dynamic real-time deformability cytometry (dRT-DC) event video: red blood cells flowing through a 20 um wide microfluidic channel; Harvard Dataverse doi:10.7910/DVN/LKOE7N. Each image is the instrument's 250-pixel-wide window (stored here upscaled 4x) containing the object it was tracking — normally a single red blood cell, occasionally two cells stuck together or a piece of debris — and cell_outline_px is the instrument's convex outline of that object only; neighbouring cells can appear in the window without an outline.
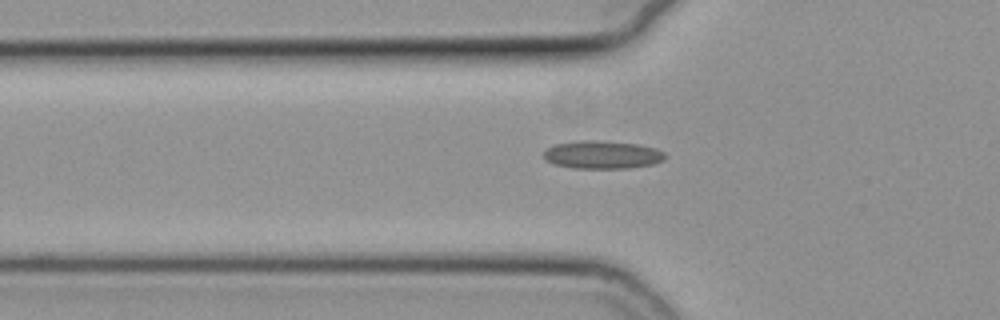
{"species": "common noctule bat (a hibernating species)", "species_latin": "Nyctalus noctula", "temperature_condition": "cold", "stored_images_in_passage": 40, "camera_frame_rate_fps": 3000, "um_per_image_px": 0.085, "animal": {"sex": "female", "body_mass_g": 19.3, "forearm_length_mm": 54.1}, "frame": {"image": 1, "passage_image": 4, "time_ms": 1.0, "image_size_px": [1000, 320], "cell_outline_px": [[664, 160], [652, 164], [628, 168], [572, 168], [552, 164], [544, 160], [544, 152], [548, 148], [556, 144], [580, 140], [596, 140], [636, 144], [656, 148], [664, 152]], "centroid_in_image_um": [51.16, 13.16], "position_along_channel_um": 74.6, "area_um2": 19.77}}
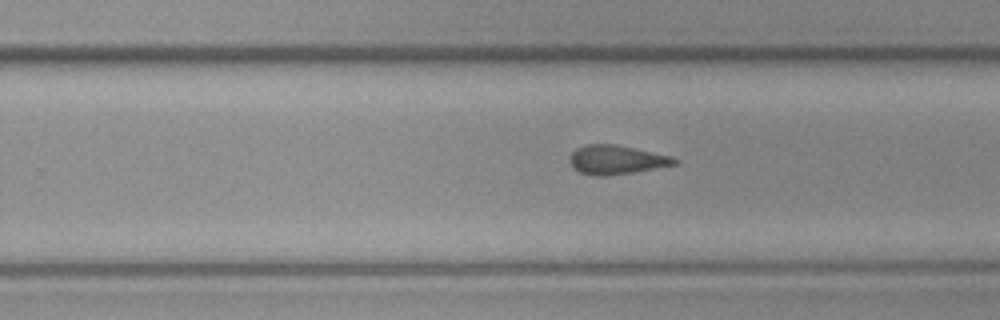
{"frame": {"image": 2, "passage_image": 20, "time_ms": 6.333, "image_size_px": [1000, 320], "cell_outline_px": [[680, 164], [608, 176], [592, 176], [580, 172], [572, 168], [568, 160], [568, 156], [576, 148], [584, 144], [612, 144], [672, 156], [680, 160]], "centroid_in_image_um": [52.36, 13.59], "position_along_channel_um": 277.4, "area_um2": 17.92}}
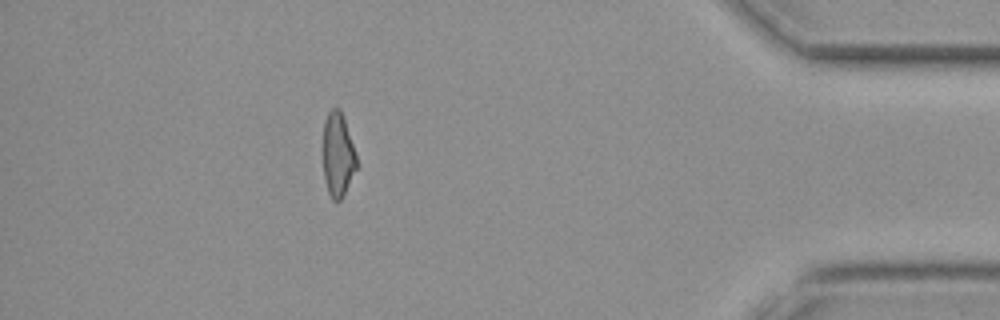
{"frame": {"image": 3, "passage_image": 34, "time_ms": 11.0, "image_size_px": [1000, 320], "cell_outline_px": [[356, 168], [340, 200], [336, 204], [332, 200], [328, 192], [324, 180], [324, 120], [328, 112], [332, 108], [340, 108], [356, 156]], "centroid_in_image_um": [28.69, 13.17], "position_along_channel_um": 406.5, "area_um2": 15.95}, "authors_computed_cell_mechanics": {"area_um2": 17.8024, "velocity_mm_per_s": 3.7964, "shape_relaxation_time_tau1_ms": null, "shape_relaxation_time_tau2_ms": 10.7855, "deformation_change_tau1": null, "deformation_change_tau2": 0.1823}}